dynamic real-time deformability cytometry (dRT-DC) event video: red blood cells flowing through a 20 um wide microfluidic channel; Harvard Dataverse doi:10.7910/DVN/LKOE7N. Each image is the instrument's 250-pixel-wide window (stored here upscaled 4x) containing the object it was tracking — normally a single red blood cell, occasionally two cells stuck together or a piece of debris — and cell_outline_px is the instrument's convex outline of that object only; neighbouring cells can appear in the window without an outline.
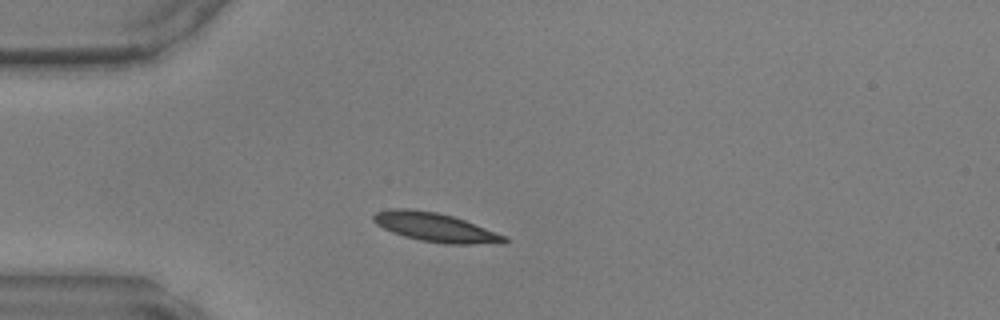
{"species": "common noctule bat (a hibernating species)", "species_latin": "Nyctalus noctula", "temperature_condition": "warm", "stored_images_in_passage": 36, "camera_frame_rate_fps": 3000, "um_per_image_px": 0.085, "animal": {"sex": "male", "body_mass_g": 17.9, "forearm_length_mm": 54.2}, "frame": {"image": 1, "passage_image": 1, "time_ms": 0.0, "image_size_px": [1000, 320], "cell_outline_px": [[508, 244], [444, 244], [420, 240], [404, 236], [392, 232], [376, 224], [372, 220], [372, 216], [376, 212], [392, 208], [404, 208], [436, 212], [452, 216], [464, 220], [508, 236]], "centroid_in_image_um": [37.05, 19.34], "position_along_channel_um": 47.9, "area_um2": 22.2}}
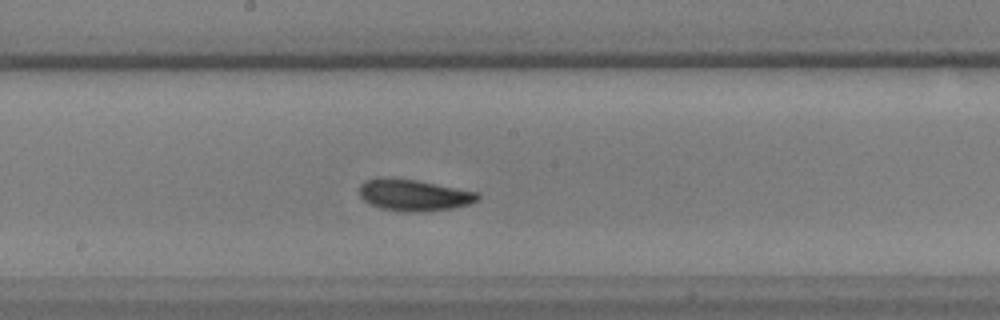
{"frame": {"image": 2, "passage_image": 14, "time_ms": 4.333, "image_size_px": [1000, 320], "cell_outline_px": [[480, 196], [476, 200], [468, 204], [452, 208], [416, 212], [400, 212], [380, 208], [364, 200], [360, 196], [360, 184], [364, 180], [416, 180], [476, 192]], "centroid_in_image_um": [35.18, 16.62], "position_along_channel_um": 213.0, "area_um2": 20.87}}
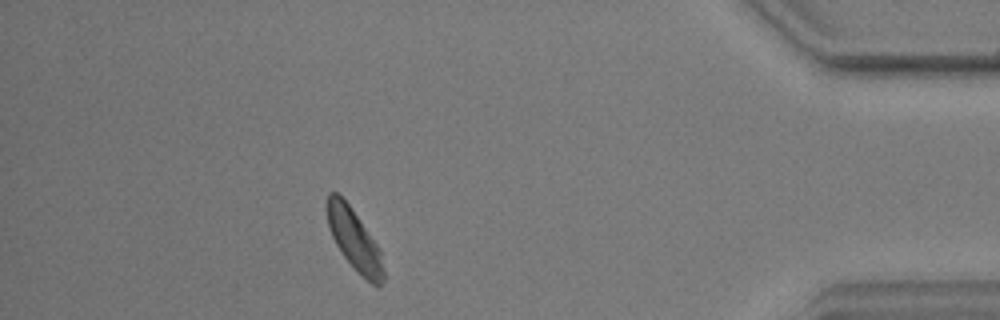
{"frame": {"image": 3, "passage_image": 31, "time_ms": 10.0, "image_size_px": [1000, 320], "cell_outline_px": [[384, 280], [376, 288], [356, 272], [340, 252], [328, 228], [324, 208], [324, 204], [328, 192], [336, 192], [348, 204], [380, 248], [384, 272]], "centroid_in_image_um": [30.07, 20.38], "position_along_channel_um": 405.1, "area_um2": 20.52}}